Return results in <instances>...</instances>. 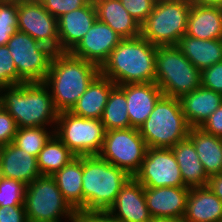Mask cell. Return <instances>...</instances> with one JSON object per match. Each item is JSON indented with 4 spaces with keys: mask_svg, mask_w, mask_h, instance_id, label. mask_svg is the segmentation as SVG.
Here are the masks:
<instances>
[{
    "mask_svg": "<svg viewBox=\"0 0 222 222\" xmlns=\"http://www.w3.org/2000/svg\"><path fill=\"white\" fill-rule=\"evenodd\" d=\"M0 176L28 185L42 175L38 169L37 157L10 143L3 150Z\"/></svg>",
    "mask_w": 222,
    "mask_h": 222,
    "instance_id": "19",
    "label": "cell"
},
{
    "mask_svg": "<svg viewBox=\"0 0 222 222\" xmlns=\"http://www.w3.org/2000/svg\"><path fill=\"white\" fill-rule=\"evenodd\" d=\"M134 178L144 187H186L171 148H147Z\"/></svg>",
    "mask_w": 222,
    "mask_h": 222,
    "instance_id": "12",
    "label": "cell"
},
{
    "mask_svg": "<svg viewBox=\"0 0 222 222\" xmlns=\"http://www.w3.org/2000/svg\"><path fill=\"white\" fill-rule=\"evenodd\" d=\"M201 86L222 94V61L201 71Z\"/></svg>",
    "mask_w": 222,
    "mask_h": 222,
    "instance_id": "36",
    "label": "cell"
},
{
    "mask_svg": "<svg viewBox=\"0 0 222 222\" xmlns=\"http://www.w3.org/2000/svg\"><path fill=\"white\" fill-rule=\"evenodd\" d=\"M26 186L21 181L0 176V206L24 205Z\"/></svg>",
    "mask_w": 222,
    "mask_h": 222,
    "instance_id": "32",
    "label": "cell"
},
{
    "mask_svg": "<svg viewBox=\"0 0 222 222\" xmlns=\"http://www.w3.org/2000/svg\"><path fill=\"white\" fill-rule=\"evenodd\" d=\"M56 19L63 14L86 6L91 0H39Z\"/></svg>",
    "mask_w": 222,
    "mask_h": 222,
    "instance_id": "34",
    "label": "cell"
},
{
    "mask_svg": "<svg viewBox=\"0 0 222 222\" xmlns=\"http://www.w3.org/2000/svg\"><path fill=\"white\" fill-rule=\"evenodd\" d=\"M83 156H76L52 175L64 199L75 210H83Z\"/></svg>",
    "mask_w": 222,
    "mask_h": 222,
    "instance_id": "27",
    "label": "cell"
},
{
    "mask_svg": "<svg viewBox=\"0 0 222 222\" xmlns=\"http://www.w3.org/2000/svg\"><path fill=\"white\" fill-rule=\"evenodd\" d=\"M17 31H18V29H2V28H0V46L7 45L8 40Z\"/></svg>",
    "mask_w": 222,
    "mask_h": 222,
    "instance_id": "43",
    "label": "cell"
},
{
    "mask_svg": "<svg viewBox=\"0 0 222 222\" xmlns=\"http://www.w3.org/2000/svg\"><path fill=\"white\" fill-rule=\"evenodd\" d=\"M74 222H120L109 211L78 210Z\"/></svg>",
    "mask_w": 222,
    "mask_h": 222,
    "instance_id": "39",
    "label": "cell"
},
{
    "mask_svg": "<svg viewBox=\"0 0 222 222\" xmlns=\"http://www.w3.org/2000/svg\"><path fill=\"white\" fill-rule=\"evenodd\" d=\"M157 46L141 35L125 38L100 67V74L115 85L154 83Z\"/></svg>",
    "mask_w": 222,
    "mask_h": 222,
    "instance_id": "2",
    "label": "cell"
},
{
    "mask_svg": "<svg viewBox=\"0 0 222 222\" xmlns=\"http://www.w3.org/2000/svg\"><path fill=\"white\" fill-rule=\"evenodd\" d=\"M191 5L189 0H156L140 35L155 46L177 45L186 34Z\"/></svg>",
    "mask_w": 222,
    "mask_h": 222,
    "instance_id": "7",
    "label": "cell"
},
{
    "mask_svg": "<svg viewBox=\"0 0 222 222\" xmlns=\"http://www.w3.org/2000/svg\"><path fill=\"white\" fill-rule=\"evenodd\" d=\"M151 222H183V220L174 218H154Z\"/></svg>",
    "mask_w": 222,
    "mask_h": 222,
    "instance_id": "45",
    "label": "cell"
},
{
    "mask_svg": "<svg viewBox=\"0 0 222 222\" xmlns=\"http://www.w3.org/2000/svg\"><path fill=\"white\" fill-rule=\"evenodd\" d=\"M17 130L14 118L2 108L0 110V143L3 145L12 143Z\"/></svg>",
    "mask_w": 222,
    "mask_h": 222,
    "instance_id": "38",
    "label": "cell"
},
{
    "mask_svg": "<svg viewBox=\"0 0 222 222\" xmlns=\"http://www.w3.org/2000/svg\"><path fill=\"white\" fill-rule=\"evenodd\" d=\"M0 222H28L24 205L0 206Z\"/></svg>",
    "mask_w": 222,
    "mask_h": 222,
    "instance_id": "41",
    "label": "cell"
},
{
    "mask_svg": "<svg viewBox=\"0 0 222 222\" xmlns=\"http://www.w3.org/2000/svg\"><path fill=\"white\" fill-rule=\"evenodd\" d=\"M24 208L28 222H54L63 218L73 222L76 216L52 176H40L26 186Z\"/></svg>",
    "mask_w": 222,
    "mask_h": 222,
    "instance_id": "8",
    "label": "cell"
},
{
    "mask_svg": "<svg viewBox=\"0 0 222 222\" xmlns=\"http://www.w3.org/2000/svg\"><path fill=\"white\" fill-rule=\"evenodd\" d=\"M127 111L125 92L118 85H115L110 91L101 118L106 131L130 128V119Z\"/></svg>",
    "mask_w": 222,
    "mask_h": 222,
    "instance_id": "30",
    "label": "cell"
},
{
    "mask_svg": "<svg viewBox=\"0 0 222 222\" xmlns=\"http://www.w3.org/2000/svg\"><path fill=\"white\" fill-rule=\"evenodd\" d=\"M97 20L93 1L58 18L59 52H70Z\"/></svg>",
    "mask_w": 222,
    "mask_h": 222,
    "instance_id": "17",
    "label": "cell"
},
{
    "mask_svg": "<svg viewBox=\"0 0 222 222\" xmlns=\"http://www.w3.org/2000/svg\"><path fill=\"white\" fill-rule=\"evenodd\" d=\"M120 222H151L144 194V186L130 177L122 186L115 202L108 210Z\"/></svg>",
    "mask_w": 222,
    "mask_h": 222,
    "instance_id": "15",
    "label": "cell"
},
{
    "mask_svg": "<svg viewBox=\"0 0 222 222\" xmlns=\"http://www.w3.org/2000/svg\"><path fill=\"white\" fill-rule=\"evenodd\" d=\"M207 186L222 200V173L211 175L208 179Z\"/></svg>",
    "mask_w": 222,
    "mask_h": 222,
    "instance_id": "42",
    "label": "cell"
},
{
    "mask_svg": "<svg viewBox=\"0 0 222 222\" xmlns=\"http://www.w3.org/2000/svg\"><path fill=\"white\" fill-rule=\"evenodd\" d=\"M127 12L141 25L152 12L156 0H120Z\"/></svg>",
    "mask_w": 222,
    "mask_h": 222,
    "instance_id": "35",
    "label": "cell"
},
{
    "mask_svg": "<svg viewBox=\"0 0 222 222\" xmlns=\"http://www.w3.org/2000/svg\"><path fill=\"white\" fill-rule=\"evenodd\" d=\"M0 93L3 108L14 118L18 128L50 126L55 129L59 112L43 82L5 87Z\"/></svg>",
    "mask_w": 222,
    "mask_h": 222,
    "instance_id": "3",
    "label": "cell"
},
{
    "mask_svg": "<svg viewBox=\"0 0 222 222\" xmlns=\"http://www.w3.org/2000/svg\"><path fill=\"white\" fill-rule=\"evenodd\" d=\"M222 200L208 186L190 188L183 222H221Z\"/></svg>",
    "mask_w": 222,
    "mask_h": 222,
    "instance_id": "20",
    "label": "cell"
},
{
    "mask_svg": "<svg viewBox=\"0 0 222 222\" xmlns=\"http://www.w3.org/2000/svg\"><path fill=\"white\" fill-rule=\"evenodd\" d=\"M18 30L59 52L58 19L39 0L18 1Z\"/></svg>",
    "mask_w": 222,
    "mask_h": 222,
    "instance_id": "13",
    "label": "cell"
},
{
    "mask_svg": "<svg viewBox=\"0 0 222 222\" xmlns=\"http://www.w3.org/2000/svg\"><path fill=\"white\" fill-rule=\"evenodd\" d=\"M18 76L25 82H43L55 51L29 34L17 31L7 42Z\"/></svg>",
    "mask_w": 222,
    "mask_h": 222,
    "instance_id": "10",
    "label": "cell"
},
{
    "mask_svg": "<svg viewBox=\"0 0 222 222\" xmlns=\"http://www.w3.org/2000/svg\"><path fill=\"white\" fill-rule=\"evenodd\" d=\"M97 19L111 27L123 39L141 34V25L123 7L120 0H94Z\"/></svg>",
    "mask_w": 222,
    "mask_h": 222,
    "instance_id": "22",
    "label": "cell"
},
{
    "mask_svg": "<svg viewBox=\"0 0 222 222\" xmlns=\"http://www.w3.org/2000/svg\"><path fill=\"white\" fill-rule=\"evenodd\" d=\"M100 68L70 52H55L43 83L47 86L59 113L70 112Z\"/></svg>",
    "mask_w": 222,
    "mask_h": 222,
    "instance_id": "1",
    "label": "cell"
},
{
    "mask_svg": "<svg viewBox=\"0 0 222 222\" xmlns=\"http://www.w3.org/2000/svg\"><path fill=\"white\" fill-rule=\"evenodd\" d=\"M189 192V187H144L151 217L183 220Z\"/></svg>",
    "mask_w": 222,
    "mask_h": 222,
    "instance_id": "16",
    "label": "cell"
},
{
    "mask_svg": "<svg viewBox=\"0 0 222 222\" xmlns=\"http://www.w3.org/2000/svg\"><path fill=\"white\" fill-rule=\"evenodd\" d=\"M190 128L179 98L162 95L138 129L148 148H172L188 137Z\"/></svg>",
    "mask_w": 222,
    "mask_h": 222,
    "instance_id": "5",
    "label": "cell"
},
{
    "mask_svg": "<svg viewBox=\"0 0 222 222\" xmlns=\"http://www.w3.org/2000/svg\"><path fill=\"white\" fill-rule=\"evenodd\" d=\"M76 155L53 134L37 156L42 176H52L68 164Z\"/></svg>",
    "mask_w": 222,
    "mask_h": 222,
    "instance_id": "29",
    "label": "cell"
},
{
    "mask_svg": "<svg viewBox=\"0 0 222 222\" xmlns=\"http://www.w3.org/2000/svg\"><path fill=\"white\" fill-rule=\"evenodd\" d=\"M147 146L139 129H113L106 131L100 153L102 159L126 171L131 177L140 170Z\"/></svg>",
    "mask_w": 222,
    "mask_h": 222,
    "instance_id": "11",
    "label": "cell"
},
{
    "mask_svg": "<svg viewBox=\"0 0 222 222\" xmlns=\"http://www.w3.org/2000/svg\"><path fill=\"white\" fill-rule=\"evenodd\" d=\"M188 138L193 142L206 174L210 177L222 173V138L206 133L200 127H191Z\"/></svg>",
    "mask_w": 222,
    "mask_h": 222,
    "instance_id": "28",
    "label": "cell"
},
{
    "mask_svg": "<svg viewBox=\"0 0 222 222\" xmlns=\"http://www.w3.org/2000/svg\"><path fill=\"white\" fill-rule=\"evenodd\" d=\"M122 39L111 27L97 19L70 53L100 68Z\"/></svg>",
    "mask_w": 222,
    "mask_h": 222,
    "instance_id": "14",
    "label": "cell"
},
{
    "mask_svg": "<svg viewBox=\"0 0 222 222\" xmlns=\"http://www.w3.org/2000/svg\"><path fill=\"white\" fill-rule=\"evenodd\" d=\"M206 133L222 138V104L200 126Z\"/></svg>",
    "mask_w": 222,
    "mask_h": 222,
    "instance_id": "40",
    "label": "cell"
},
{
    "mask_svg": "<svg viewBox=\"0 0 222 222\" xmlns=\"http://www.w3.org/2000/svg\"><path fill=\"white\" fill-rule=\"evenodd\" d=\"M0 28L18 29V1L4 0L0 3Z\"/></svg>",
    "mask_w": 222,
    "mask_h": 222,
    "instance_id": "37",
    "label": "cell"
},
{
    "mask_svg": "<svg viewBox=\"0 0 222 222\" xmlns=\"http://www.w3.org/2000/svg\"><path fill=\"white\" fill-rule=\"evenodd\" d=\"M155 83L163 95L180 98L201 86V71L177 45L157 46Z\"/></svg>",
    "mask_w": 222,
    "mask_h": 222,
    "instance_id": "6",
    "label": "cell"
},
{
    "mask_svg": "<svg viewBox=\"0 0 222 222\" xmlns=\"http://www.w3.org/2000/svg\"><path fill=\"white\" fill-rule=\"evenodd\" d=\"M118 86L125 92L130 127L138 129L153 111L163 93L155 82Z\"/></svg>",
    "mask_w": 222,
    "mask_h": 222,
    "instance_id": "18",
    "label": "cell"
},
{
    "mask_svg": "<svg viewBox=\"0 0 222 222\" xmlns=\"http://www.w3.org/2000/svg\"><path fill=\"white\" fill-rule=\"evenodd\" d=\"M171 149L179 165L184 185L189 188L207 186L209 176L198 158L193 142L187 137Z\"/></svg>",
    "mask_w": 222,
    "mask_h": 222,
    "instance_id": "26",
    "label": "cell"
},
{
    "mask_svg": "<svg viewBox=\"0 0 222 222\" xmlns=\"http://www.w3.org/2000/svg\"><path fill=\"white\" fill-rule=\"evenodd\" d=\"M130 177L99 155L83 156V210L108 211Z\"/></svg>",
    "mask_w": 222,
    "mask_h": 222,
    "instance_id": "4",
    "label": "cell"
},
{
    "mask_svg": "<svg viewBox=\"0 0 222 222\" xmlns=\"http://www.w3.org/2000/svg\"><path fill=\"white\" fill-rule=\"evenodd\" d=\"M21 83L25 82L17 74L8 46H0V90Z\"/></svg>",
    "mask_w": 222,
    "mask_h": 222,
    "instance_id": "33",
    "label": "cell"
},
{
    "mask_svg": "<svg viewBox=\"0 0 222 222\" xmlns=\"http://www.w3.org/2000/svg\"><path fill=\"white\" fill-rule=\"evenodd\" d=\"M177 46L200 71L222 61V39L205 40L184 35Z\"/></svg>",
    "mask_w": 222,
    "mask_h": 222,
    "instance_id": "25",
    "label": "cell"
},
{
    "mask_svg": "<svg viewBox=\"0 0 222 222\" xmlns=\"http://www.w3.org/2000/svg\"><path fill=\"white\" fill-rule=\"evenodd\" d=\"M54 134L76 155H98L106 129L101 120L82 118L71 112L59 113Z\"/></svg>",
    "mask_w": 222,
    "mask_h": 222,
    "instance_id": "9",
    "label": "cell"
},
{
    "mask_svg": "<svg viewBox=\"0 0 222 222\" xmlns=\"http://www.w3.org/2000/svg\"><path fill=\"white\" fill-rule=\"evenodd\" d=\"M197 39H222V7L192 4L186 34Z\"/></svg>",
    "mask_w": 222,
    "mask_h": 222,
    "instance_id": "23",
    "label": "cell"
},
{
    "mask_svg": "<svg viewBox=\"0 0 222 222\" xmlns=\"http://www.w3.org/2000/svg\"><path fill=\"white\" fill-rule=\"evenodd\" d=\"M54 130L51 128L48 131L46 127L18 128L12 143L30 155L37 157L46 142L54 134Z\"/></svg>",
    "mask_w": 222,
    "mask_h": 222,
    "instance_id": "31",
    "label": "cell"
},
{
    "mask_svg": "<svg viewBox=\"0 0 222 222\" xmlns=\"http://www.w3.org/2000/svg\"><path fill=\"white\" fill-rule=\"evenodd\" d=\"M114 86L111 79L99 74L70 112L78 117L101 120L110 91Z\"/></svg>",
    "mask_w": 222,
    "mask_h": 222,
    "instance_id": "24",
    "label": "cell"
},
{
    "mask_svg": "<svg viewBox=\"0 0 222 222\" xmlns=\"http://www.w3.org/2000/svg\"><path fill=\"white\" fill-rule=\"evenodd\" d=\"M3 108V103H2V96H1V93H0V110Z\"/></svg>",
    "mask_w": 222,
    "mask_h": 222,
    "instance_id": "47",
    "label": "cell"
},
{
    "mask_svg": "<svg viewBox=\"0 0 222 222\" xmlns=\"http://www.w3.org/2000/svg\"><path fill=\"white\" fill-rule=\"evenodd\" d=\"M191 4L222 7V0H189Z\"/></svg>",
    "mask_w": 222,
    "mask_h": 222,
    "instance_id": "44",
    "label": "cell"
},
{
    "mask_svg": "<svg viewBox=\"0 0 222 222\" xmlns=\"http://www.w3.org/2000/svg\"><path fill=\"white\" fill-rule=\"evenodd\" d=\"M179 100L189 126L200 127L222 104V94L200 86Z\"/></svg>",
    "mask_w": 222,
    "mask_h": 222,
    "instance_id": "21",
    "label": "cell"
},
{
    "mask_svg": "<svg viewBox=\"0 0 222 222\" xmlns=\"http://www.w3.org/2000/svg\"><path fill=\"white\" fill-rule=\"evenodd\" d=\"M4 147H5V145L0 143V163H1V158H2Z\"/></svg>",
    "mask_w": 222,
    "mask_h": 222,
    "instance_id": "46",
    "label": "cell"
}]
</instances>
